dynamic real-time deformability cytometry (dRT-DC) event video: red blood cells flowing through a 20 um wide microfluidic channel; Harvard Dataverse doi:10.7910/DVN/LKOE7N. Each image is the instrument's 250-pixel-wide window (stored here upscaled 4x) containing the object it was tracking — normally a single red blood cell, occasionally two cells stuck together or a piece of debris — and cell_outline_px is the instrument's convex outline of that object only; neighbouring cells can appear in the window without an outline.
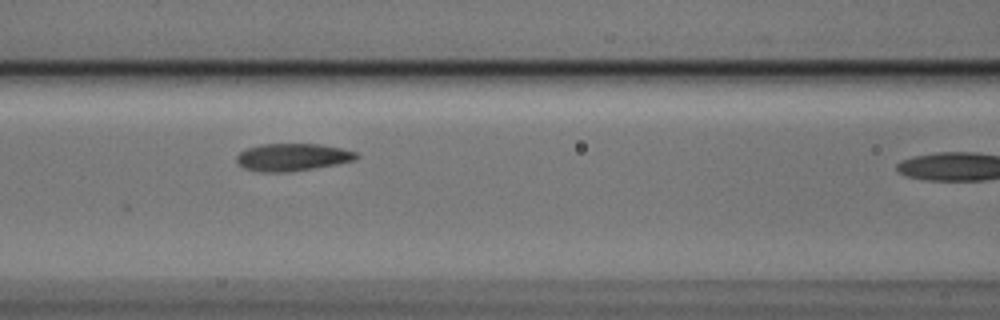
{"species": "Egyptian fruit bat (a non-hibernating species)", "species_latin": "Rousettus aegyptiacus", "temperature_condition": "cold", "stored_images_in_passage": 7, "camera_frame_rate_fps": 3000, "um_per_image_px": 0.085, "animal": {"sex": "male"}, "frame": {"image": 1, "passage_image": 6, "time_ms": 1.667, "image_size_px": [1000, 320], "cell_outline_px": [[360, 156], [356, 160], [336, 164], [288, 172], [260, 172], [244, 168], [236, 160], [236, 156], [244, 148], [260, 144], [320, 144], [340, 148], [356, 152]], "centroid_in_image_um": [24.84, 13.35], "position_along_channel_um": 141.8, "area_um2": 19.19}}